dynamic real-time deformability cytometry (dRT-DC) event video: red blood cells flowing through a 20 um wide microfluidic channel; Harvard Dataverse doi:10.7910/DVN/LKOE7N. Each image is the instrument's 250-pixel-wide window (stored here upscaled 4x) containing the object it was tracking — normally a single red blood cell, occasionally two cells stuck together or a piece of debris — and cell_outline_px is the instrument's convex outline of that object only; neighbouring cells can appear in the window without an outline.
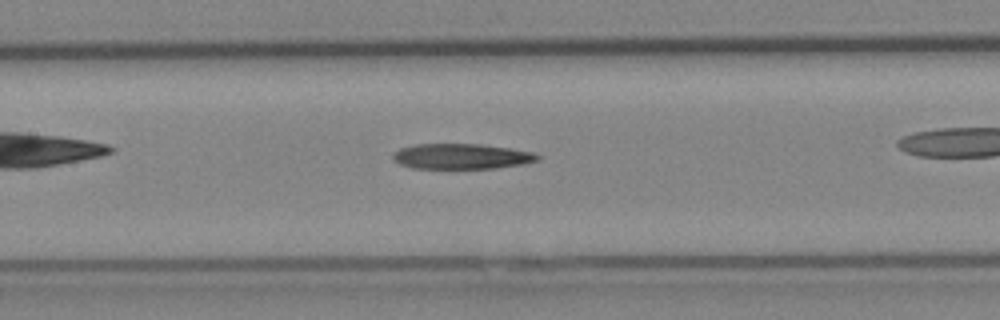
{"species": "Egyptian fruit bat (a non-hibernating species)", "species_latin": "Rousettus aegyptiacus", "temperature_condition": "cold", "stored_images_in_passage": 29, "camera_frame_rate_fps": 3000, "um_per_image_px": 0.085, "animal": {"sex": "female"}, "frame": {"image": 1, "passage_image": 13, "time_ms": 4.0, "image_size_px": [1000, 320], "cell_outline_px": [[540, 160], [524, 164], [496, 168], [412, 168], [400, 164], [392, 156], [400, 148], [416, 144], [480, 144], [508, 148], [532, 152], [540, 156]], "centroid_in_image_um": [39.26, 13.29], "position_along_channel_um": 168.1, "area_um2": 21.21}}
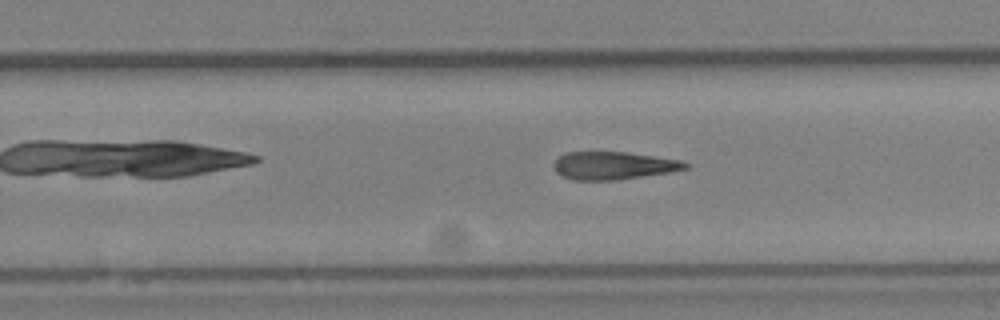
{"frame": {"image": 2, "passage_image": 21, "time_ms": 6.667, "image_size_px": [1000, 320], "cell_outline_px": [[688, 168], [668, 172], [616, 180], [572, 180], [556, 172], [552, 164], [560, 156], [568, 152], [624, 152], [680, 160], [688, 164]], "centroid_in_image_um": [52.1, 14.08], "position_along_channel_um": 277.7, "area_um2": 20.98}}
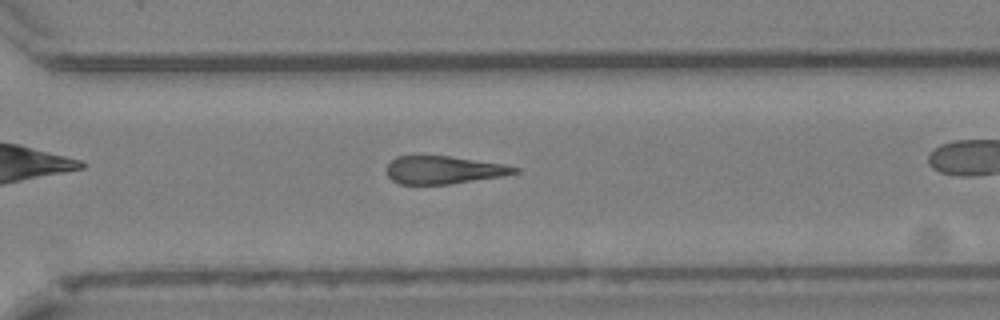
{"frame": {"image": 3, "passage_image": 25, "time_ms": 8.0, "image_size_px": [1000, 320], "cell_outline_px": [[520, 172], [504, 176], [448, 184], [400, 184], [392, 180], [388, 176], [388, 164], [396, 156], [452, 156], [504, 164], [520, 168]], "centroid_in_image_um": [37.76, 14.44], "position_along_channel_um": 332.8, "area_um2": 20.75}}